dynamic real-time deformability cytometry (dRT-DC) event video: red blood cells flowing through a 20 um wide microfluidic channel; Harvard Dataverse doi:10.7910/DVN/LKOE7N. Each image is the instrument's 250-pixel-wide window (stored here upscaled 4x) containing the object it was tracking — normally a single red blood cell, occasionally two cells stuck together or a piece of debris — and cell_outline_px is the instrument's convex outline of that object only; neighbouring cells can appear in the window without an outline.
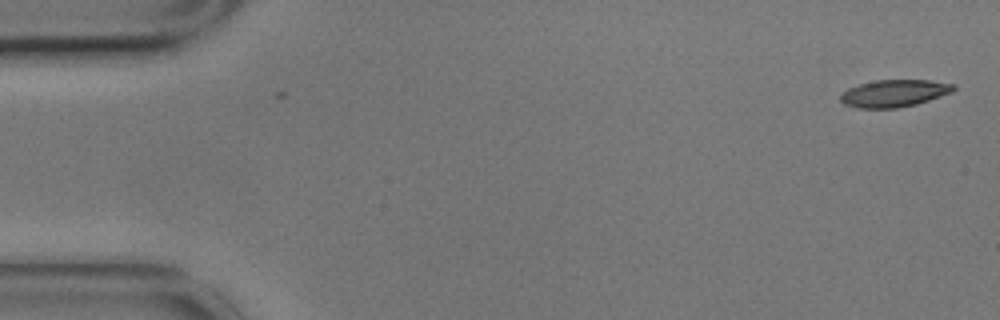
{"species": "common noctule bat (a hibernating species)", "species_latin": "Nyctalus noctula", "temperature_condition": "cold", "stored_images_in_passage": 5, "camera_frame_rate_fps": 3000, "um_per_image_px": 0.085, "animal": {"sex": "male", "body_mass_g": 17.9}, "frame": {"image": 1, "passage_image": 1, "time_ms": 0.0, "image_size_px": [1000, 320], "cell_outline_px": [[956, 88], [952, 92], [916, 104], [896, 108], [856, 108], [844, 104], [840, 100], [840, 96], [848, 88], [860, 84], [876, 80], [928, 80], [956, 84]], "centroid_in_image_um": [76.01, 7.93], "position_along_channel_um": 9.0, "area_um2": 17.86}}